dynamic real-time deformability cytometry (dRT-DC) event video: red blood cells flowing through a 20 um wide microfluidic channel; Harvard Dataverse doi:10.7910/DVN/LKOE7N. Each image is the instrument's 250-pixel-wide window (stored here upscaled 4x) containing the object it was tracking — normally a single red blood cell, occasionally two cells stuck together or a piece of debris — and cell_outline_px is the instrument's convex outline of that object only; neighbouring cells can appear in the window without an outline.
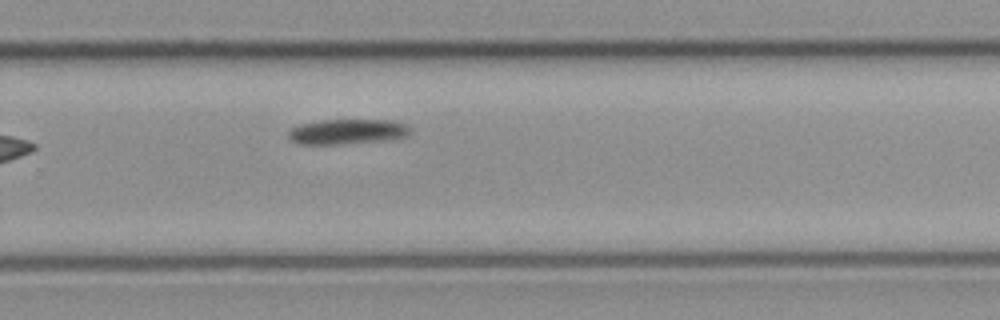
{"species": "common noctule bat (a hibernating species)", "species_latin": "Nyctalus noctula", "temperature_condition": "cold", "stored_images_in_passage": 12, "camera_frame_rate_fps": 3000, "um_per_image_px": 0.085, "animal": {"sex": "female", "body_mass_g": 21.9}, "frame": {"image": 1, "passage_image": 12, "time_ms": 3.667, "image_size_px": [1000, 320], "cell_outline_px": [[412, 132], [408, 136], [396, 140], [344, 144], [296, 144], [288, 136], [288, 132], [292, 128], [300, 124], [320, 120], [392, 120], [408, 124], [412, 128]], "centroid_in_image_um": [29.63, 11.2], "position_along_channel_um": 300.2, "area_um2": 18.38}}